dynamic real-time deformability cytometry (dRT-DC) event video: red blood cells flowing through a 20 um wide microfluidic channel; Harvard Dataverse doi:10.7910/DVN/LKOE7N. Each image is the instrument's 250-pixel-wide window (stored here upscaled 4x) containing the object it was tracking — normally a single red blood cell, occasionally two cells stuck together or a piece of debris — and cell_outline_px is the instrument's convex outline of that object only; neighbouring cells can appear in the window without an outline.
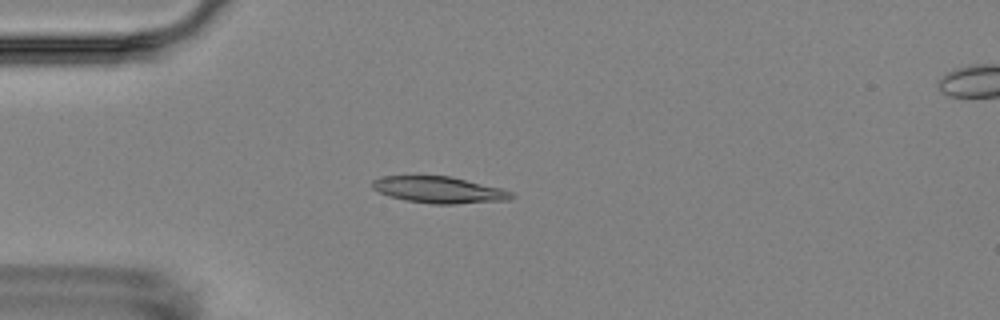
{"species": "Egyptian fruit bat (a non-hibernating species)", "species_latin": "Rousettus aegyptiacus", "temperature_condition": "room temperature", "stored_images_in_passage": 6, "camera_frame_rate_fps": 3000, "um_per_image_px": 0.085, "animal": {"sex": "female"}, "frame": {"image": 1, "passage_image": 4, "time_ms": 3.333, "image_size_px": [1000, 320], "cell_outline_px": [[516, 196], [512, 200], [456, 204], [432, 204], [404, 200], [388, 196], [372, 188], [372, 180], [384, 176], [452, 176], [500, 188], [512, 192]], "centroid_in_image_um": [37.35, 16.14], "position_along_channel_um": 47.6, "area_um2": 21.68}}
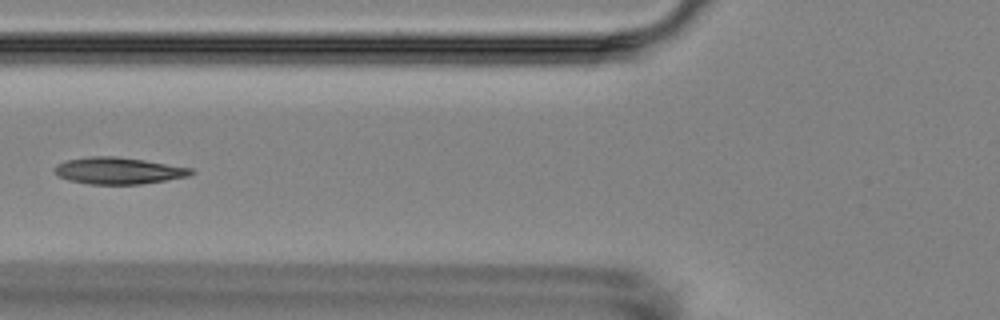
{"frame": {"image": 2, "passage_image": 6, "time_ms": 5.667, "image_size_px": [1000, 320], "cell_outline_px": [[196, 172], [188, 176], [140, 184], [88, 184], [68, 180], [60, 176], [52, 168], [56, 164], [68, 160], [88, 156], [116, 156], [144, 160], [192, 168]], "centroid_in_image_um": [10.05, 14.5], "position_along_channel_um": 115.8, "area_um2": 21.15}}